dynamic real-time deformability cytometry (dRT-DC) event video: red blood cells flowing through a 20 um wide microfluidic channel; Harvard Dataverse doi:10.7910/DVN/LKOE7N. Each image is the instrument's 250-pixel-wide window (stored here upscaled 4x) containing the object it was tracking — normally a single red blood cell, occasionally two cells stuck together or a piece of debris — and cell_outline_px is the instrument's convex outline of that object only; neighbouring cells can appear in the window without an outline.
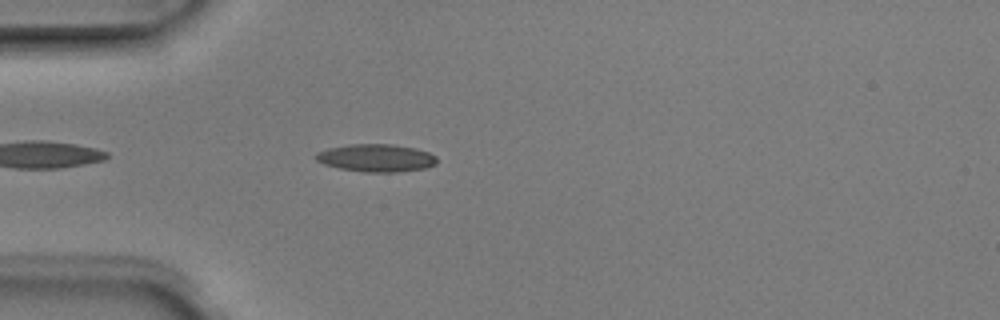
{"species": "Egyptian fruit bat (a non-hibernating species)", "species_latin": "Rousettus aegyptiacus", "temperature_condition": "room temperature", "stored_images_in_passage": 3, "camera_frame_rate_fps": 3000, "um_per_image_px": 0.085, "animal": {"sex": "male"}, "frame": {"image": 1, "passage_image": 3, "time_ms": 0.667, "image_size_px": [1000, 320], "cell_outline_px": [[436, 164], [424, 168], [396, 172], [364, 172], [340, 168], [324, 164], [316, 160], [316, 152], [328, 148], [348, 144], [392, 144], [416, 148], [428, 152], [436, 156]], "centroid_in_image_um": [31.97, 13.42], "position_along_channel_um": 53.0, "area_um2": 19.48}}